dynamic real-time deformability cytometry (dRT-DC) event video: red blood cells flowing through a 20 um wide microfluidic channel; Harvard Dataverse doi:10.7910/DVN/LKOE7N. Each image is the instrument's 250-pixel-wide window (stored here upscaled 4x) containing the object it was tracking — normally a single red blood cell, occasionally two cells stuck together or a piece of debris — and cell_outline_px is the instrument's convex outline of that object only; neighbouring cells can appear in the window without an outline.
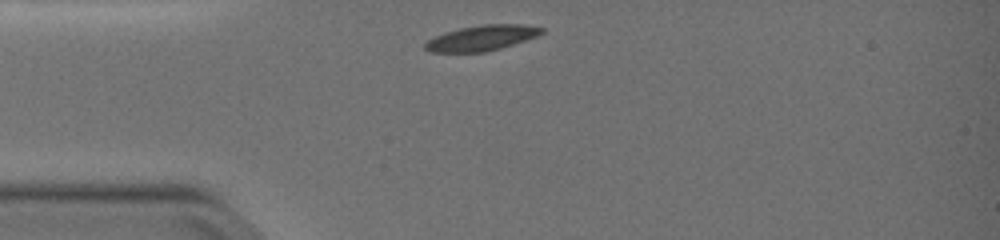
{"species": "common noctule bat (a hibernating species)", "species_latin": "Nyctalus noctula", "temperature_condition": "warm", "stored_images_in_passage": 33, "camera_frame_rate_fps": 3000, "um_per_image_px": 0.085, "animal": {"sex": "female", "body_mass_g": 19.0, "forearm_length_mm": 51.5}, "frame": {"image": 1, "passage_image": 1, "time_ms": 0.0, "image_size_px": [1000, 240], "cell_outline_px": [[544, 32], [536, 36], [500, 48], [484, 52], [428, 52], [424, 48], [424, 44], [428, 40], [444, 32], [460, 28], [484, 24], [524, 24], [544, 28]], "centroid_in_image_um": [40.92, 3.22], "position_along_channel_um": 44.1, "area_um2": 17.11}}
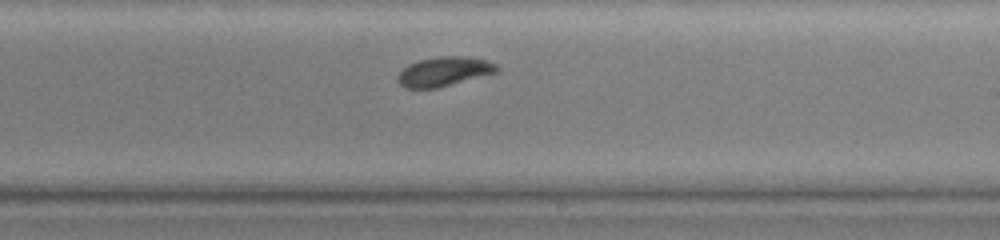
{"frame": {"image": 2, "passage_image": 19, "time_ms": 6.0, "image_size_px": [1000, 240], "cell_outline_px": [[500, 72], [436, 88], [404, 88], [396, 80], [396, 76], [408, 64], [420, 60], [440, 56], [468, 56], [488, 60], [496, 64], [500, 68]], "centroid_in_image_um": [37.78, 6.07], "position_along_channel_um": 251.2, "area_um2": 17.17}}
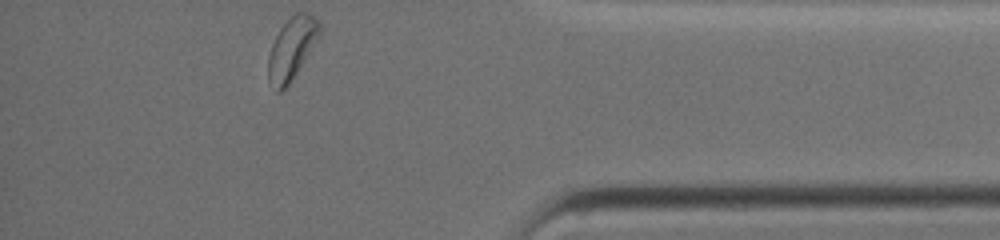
{"frame": {"image": 3, "passage_image": 33, "time_ms": 10.667, "image_size_px": [1000, 240], "cell_outline_px": [[320, 32], [304, 60], [288, 84], [280, 92], [276, 92], [268, 80], [268, 56], [272, 44], [280, 28], [296, 12], [308, 12], [320, 20]], "centroid_in_image_um": [24.77, 4.1], "position_along_channel_um": 410.4, "area_um2": 18.09}, "authors_computed_cell_mechanics": {"area_um2": 17.9758, "velocity_mm_per_s": 3.7676, "shape_relaxation_time_tau1_ms": 2.6945, "shape_relaxation_time_tau2_ms": null, "deformation_change_tau1": 0.1279, "deformation_change_tau2": null}}